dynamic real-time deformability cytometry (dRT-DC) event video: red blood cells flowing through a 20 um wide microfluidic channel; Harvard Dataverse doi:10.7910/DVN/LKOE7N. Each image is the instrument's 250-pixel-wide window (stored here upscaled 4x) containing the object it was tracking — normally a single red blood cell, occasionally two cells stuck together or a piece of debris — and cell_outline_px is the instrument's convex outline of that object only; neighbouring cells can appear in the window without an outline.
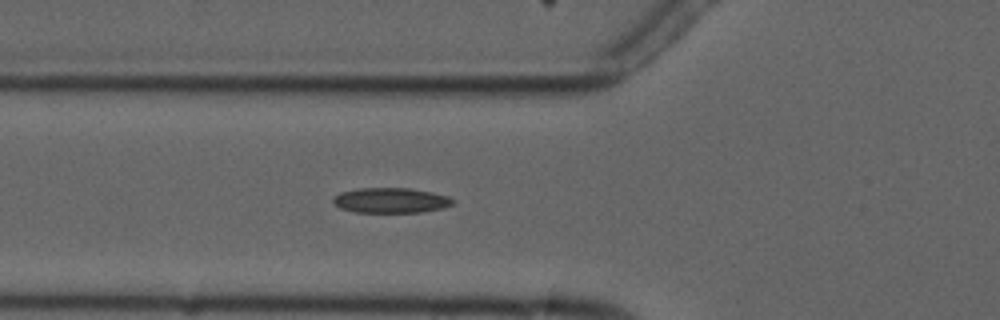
{"species": "common noctule bat (a hibernating species)", "species_latin": "Nyctalus noctula", "temperature_condition": "cold", "stored_images_in_passage": 6, "camera_frame_rate_fps": 3000, "um_per_image_px": 0.085, "animal": {"sex": "male", "forearm_length_mm": 52.5}, "frame": {"image": 1, "passage_image": 6, "time_ms": 5.667, "image_size_px": [1000, 320], "cell_outline_px": [[456, 200], [452, 204], [444, 208], [420, 212], [356, 212], [340, 208], [332, 200], [340, 192], [360, 188], [408, 188], [432, 192], [448, 196]], "centroid_in_image_um": [33.26, 17.03], "position_along_channel_um": 92.5, "area_um2": 17.46}}